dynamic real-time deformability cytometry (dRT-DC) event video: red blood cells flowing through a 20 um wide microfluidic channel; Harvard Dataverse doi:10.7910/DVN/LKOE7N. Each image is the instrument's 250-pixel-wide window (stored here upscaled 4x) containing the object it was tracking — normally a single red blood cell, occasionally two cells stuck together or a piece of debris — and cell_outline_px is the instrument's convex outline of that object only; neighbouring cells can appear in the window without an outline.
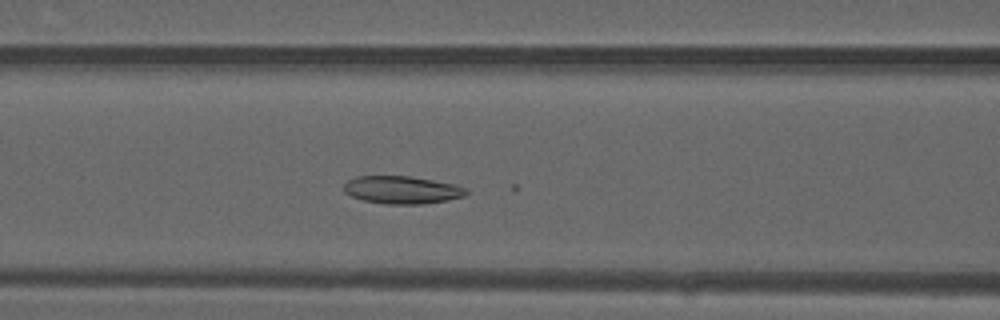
{"species": "common noctule bat (a hibernating species)", "species_latin": "Nyctalus noctula", "temperature_condition": "warm", "stored_images_in_passage": 39, "camera_frame_rate_fps": 3000, "um_per_image_px": 0.085, "animal": {"sex": "male", "forearm_length_mm": 52.5}, "frame": {"image": 1, "passage_image": 16, "time_ms": 5.0, "image_size_px": [1000, 320], "cell_outline_px": [[468, 192], [464, 196], [424, 204], [388, 204], [364, 200], [352, 196], [344, 192], [344, 184], [348, 180], [356, 176], [412, 176], [456, 184], [464, 188]], "centroid_in_image_um": [34.16, 16.13], "position_along_channel_um": 132.4, "area_um2": 19.65}}
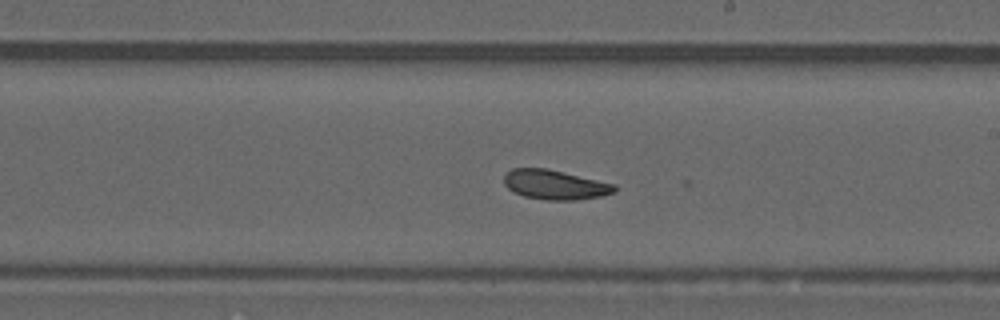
{"frame": {"image": 2, "passage_image": 24, "time_ms": 7.667, "image_size_px": [1000, 320], "cell_outline_px": [[616, 192], [600, 196], [576, 200], [548, 200], [524, 196], [508, 188], [504, 184], [504, 176], [512, 168], [544, 168], [616, 184]], "centroid_in_image_um": [47.18, 15.7], "position_along_channel_um": 241.8, "area_um2": 18.79}}
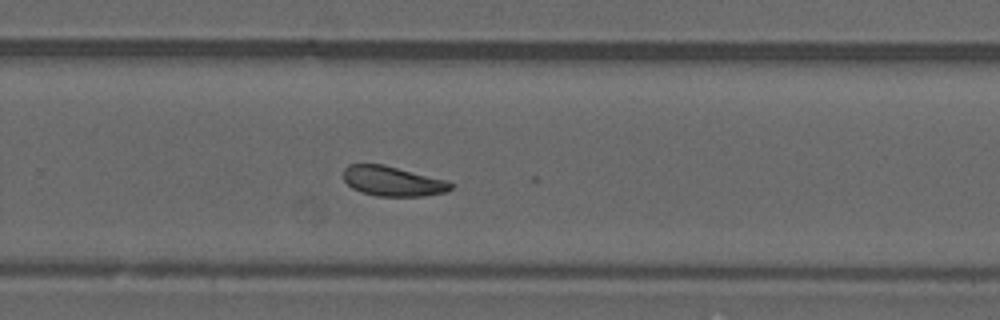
{"frame": {"image": 3, "passage_image": 28, "time_ms": 9.0, "image_size_px": [1000, 320], "cell_outline_px": [[456, 184], [448, 192], [424, 196], [376, 196], [360, 192], [352, 188], [344, 180], [344, 168], [348, 164], [384, 164], [444, 180]], "centroid_in_image_um": [33.38, 15.41], "position_along_channel_um": 296.4, "area_um2": 18.73}}